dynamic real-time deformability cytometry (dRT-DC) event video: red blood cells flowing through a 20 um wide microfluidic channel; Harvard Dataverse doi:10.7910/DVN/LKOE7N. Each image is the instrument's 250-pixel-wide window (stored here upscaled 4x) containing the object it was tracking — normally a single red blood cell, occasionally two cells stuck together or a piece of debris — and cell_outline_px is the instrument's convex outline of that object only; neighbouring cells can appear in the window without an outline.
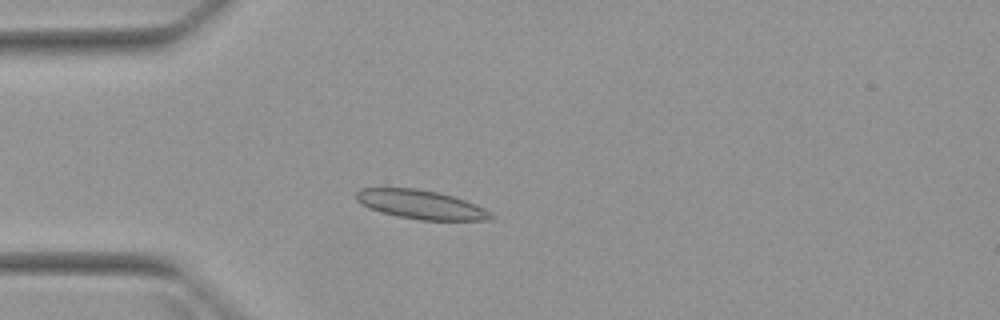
{"species": "Egyptian fruit bat (a non-hibernating species)", "species_latin": "Rousettus aegyptiacus", "temperature_condition": "warm", "stored_images_in_passage": 4, "camera_frame_rate_fps": 3000, "um_per_image_px": 0.085, "animal": {"sex": "female"}, "frame": {"image": 1, "passage_image": 4, "time_ms": 3.667, "image_size_px": [1000, 320], "cell_outline_px": [[496, 216], [492, 220], [420, 220], [396, 216], [380, 212], [368, 208], [360, 204], [356, 200], [356, 192], [360, 188], [416, 188], [440, 192], [476, 204], [484, 208]], "centroid_in_image_um": [35.77, 17.39], "position_along_channel_um": 49.2, "area_um2": 22.95}}